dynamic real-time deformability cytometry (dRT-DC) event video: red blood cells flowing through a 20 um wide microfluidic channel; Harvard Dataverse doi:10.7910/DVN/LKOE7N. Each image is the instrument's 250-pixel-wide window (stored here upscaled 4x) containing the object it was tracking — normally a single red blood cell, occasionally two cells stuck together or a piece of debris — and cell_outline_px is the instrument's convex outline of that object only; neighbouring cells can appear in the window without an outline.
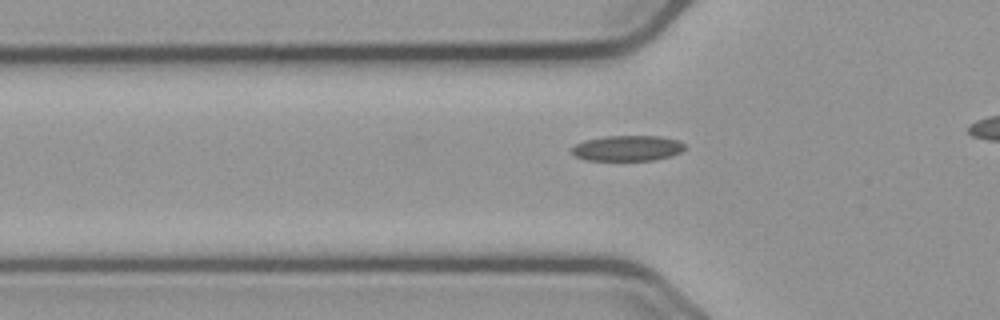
{"species": "common noctule bat (a hibernating species)", "species_latin": "Nyctalus noctula", "temperature_condition": "cold", "stored_images_in_passage": 30, "camera_frame_rate_fps": 3000, "um_per_image_px": 0.085, "animal": {"sex": "male", "body_mass_g": 23.1, "forearm_length_mm": 52.7}, "frame": {"image": 1, "passage_image": 3, "time_ms": 0.667, "image_size_px": [1000, 320], "cell_outline_px": [[684, 148], [680, 152], [668, 156], [652, 160], [588, 160], [576, 156], [572, 152], [572, 148], [576, 144], [584, 140], [604, 136], [660, 136], [676, 140], [684, 144]], "centroid_in_image_um": [53.3, 12.59], "position_along_channel_um": 72.5, "area_um2": 16.53}}
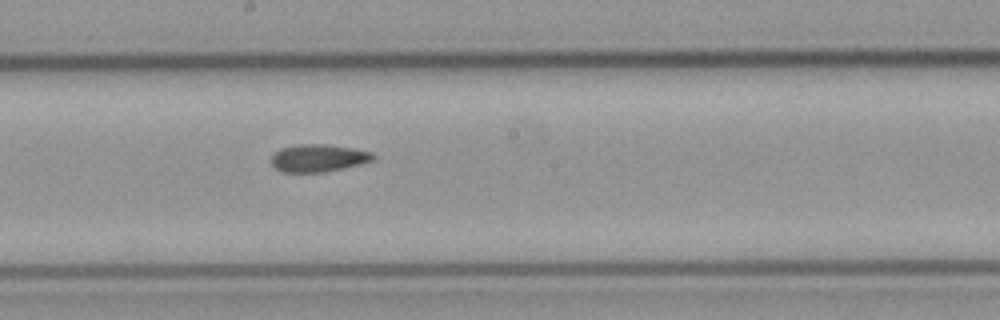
{"frame": {"image": 2, "passage_image": 15, "time_ms": 4.667, "image_size_px": [1000, 320], "cell_outline_px": [[376, 156], [372, 160], [360, 164], [324, 172], [280, 172], [272, 164], [272, 156], [280, 148], [300, 144], [324, 144], [352, 148], [372, 152]], "centroid_in_image_um": [27.05, 13.43], "position_along_channel_um": 221.1, "area_um2": 16.18}}
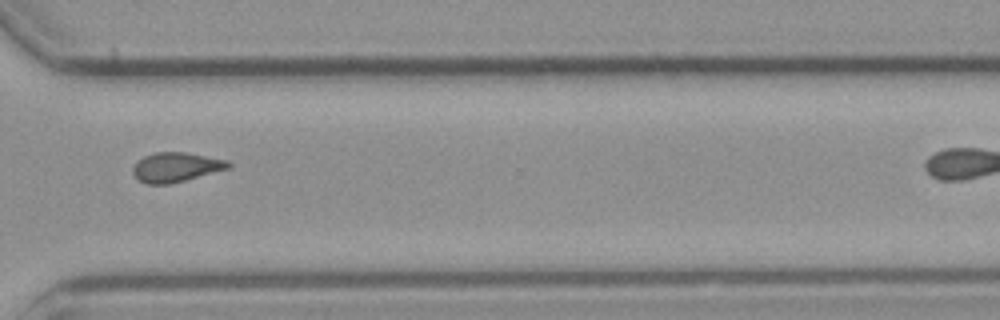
{"frame": {"image": 3, "passage_image": 26, "time_ms": 8.333, "image_size_px": [1000, 320], "cell_outline_px": [[232, 164], [228, 168], [184, 180], [168, 184], [148, 184], [140, 180], [132, 172], [132, 168], [144, 156], [156, 152], [184, 152], [228, 160]], "centroid_in_image_um": [14.95, 14.2], "position_along_channel_um": 355.6, "area_um2": 16.01}}